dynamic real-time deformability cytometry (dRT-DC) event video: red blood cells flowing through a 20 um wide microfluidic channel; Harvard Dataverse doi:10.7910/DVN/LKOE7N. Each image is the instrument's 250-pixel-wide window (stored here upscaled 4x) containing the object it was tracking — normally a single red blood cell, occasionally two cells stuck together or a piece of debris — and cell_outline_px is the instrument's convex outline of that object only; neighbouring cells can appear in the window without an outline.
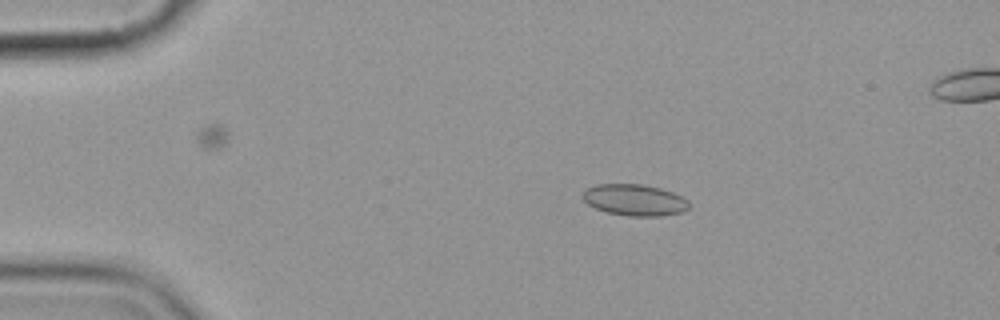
{"species": "common noctule bat (a hibernating species)", "species_latin": "Nyctalus noctula", "temperature_condition": "cold", "stored_images_in_passage": 5, "camera_frame_rate_fps": 3000, "um_per_image_px": 0.085, "animal": {"sex": "female", "body_mass_g": 19.9}, "frame": {"image": 1, "passage_image": 2, "time_ms": 1.333, "image_size_px": [1000, 320], "cell_outline_px": [[688, 208], [684, 212], [660, 216], [628, 216], [608, 212], [596, 208], [588, 204], [580, 196], [588, 188], [596, 184], [644, 184], [660, 188], [672, 192], [688, 200]], "centroid_in_image_um": [53.94, 17.0], "position_along_channel_um": 31.1, "area_um2": 19.42}}
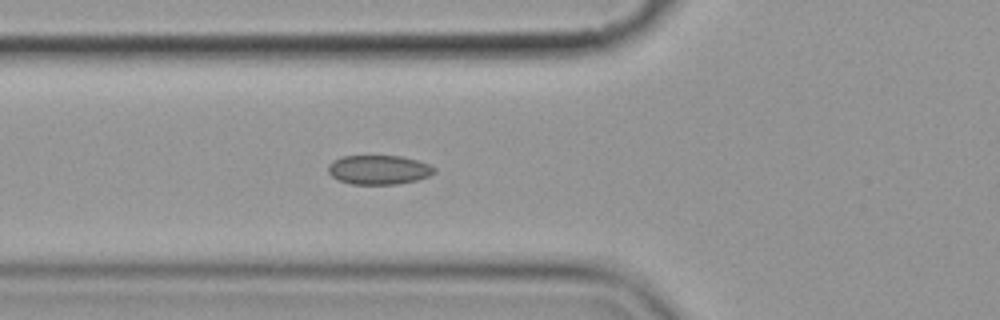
{"frame": {"image": 2, "passage_image": 5, "time_ms": 4.667, "image_size_px": [1000, 320], "cell_outline_px": [[436, 172], [428, 176], [416, 180], [396, 184], [352, 184], [340, 180], [332, 176], [328, 172], [328, 164], [332, 160], [340, 156], [400, 156], [416, 160], [428, 164], [436, 168]], "centroid_in_image_um": [32.17, 14.42], "position_along_channel_um": 93.6, "area_um2": 18.03}}